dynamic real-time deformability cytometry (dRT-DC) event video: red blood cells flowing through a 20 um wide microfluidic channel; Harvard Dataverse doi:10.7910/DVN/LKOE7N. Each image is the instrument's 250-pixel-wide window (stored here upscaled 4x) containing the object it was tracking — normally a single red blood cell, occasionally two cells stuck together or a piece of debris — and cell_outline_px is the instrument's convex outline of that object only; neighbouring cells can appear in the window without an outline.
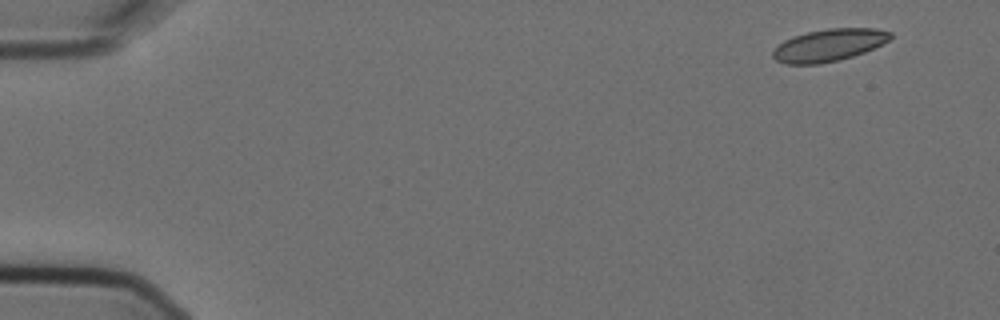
{"species": "Egyptian fruit bat (a non-hibernating species)", "species_latin": "Rousettus aegyptiacus", "temperature_condition": "cold", "stored_images_in_passage": 10, "camera_frame_rate_fps": 3000, "um_per_image_px": 0.085, "animal": {"sex": "female"}, "frame": {"image": 1, "passage_image": 1, "time_ms": 0.0, "image_size_px": [1000, 320], "cell_outline_px": [[892, 36], [888, 40], [864, 52], [840, 60], [820, 64], [784, 64], [776, 60], [772, 56], [772, 52], [784, 40], [792, 36], [808, 32], [828, 28], [876, 28], [892, 32]], "centroid_in_image_um": [70.44, 3.84], "position_along_channel_um": 14.6, "area_um2": 22.02}}
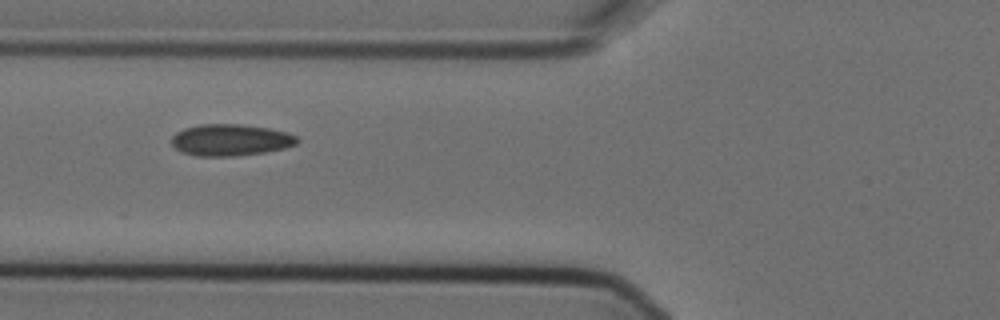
{"frame": {"image": 2, "passage_image": 6, "time_ms": 1.667, "image_size_px": [1000, 320], "cell_outline_px": [[300, 140], [296, 144], [284, 148], [264, 152], [236, 156], [196, 156], [180, 152], [172, 144], [172, 136], [176, 132], [184, 128], [200, 124], [240, 124], [268, 128], [288, 132], [296, 136]], "centroid_in_image_um": [19.58, 11.9], "position_along_channel_um": 106.2, "area_um2": 23.24}}
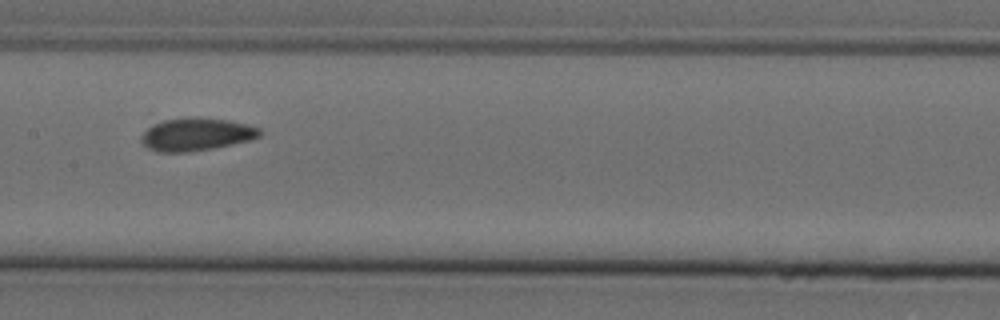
{"frame": {"image": 3, "passage_image": 8, "time_ms": 2.333, "image_size_px": [1000, 320], "cell_outline_px": [[264, 132], [260, 136], [252, 140], [212, 148], [184, 152], [156, 152], [148, 148], [140, 140], [140, 136], [152, 124], [164, 120], [228, 120], [248, 124], [260, 128]], "centroid_in_image_um": [16.71, 11.46], "position_along_channel_um": 190.7, "area_um2": 21.91}}